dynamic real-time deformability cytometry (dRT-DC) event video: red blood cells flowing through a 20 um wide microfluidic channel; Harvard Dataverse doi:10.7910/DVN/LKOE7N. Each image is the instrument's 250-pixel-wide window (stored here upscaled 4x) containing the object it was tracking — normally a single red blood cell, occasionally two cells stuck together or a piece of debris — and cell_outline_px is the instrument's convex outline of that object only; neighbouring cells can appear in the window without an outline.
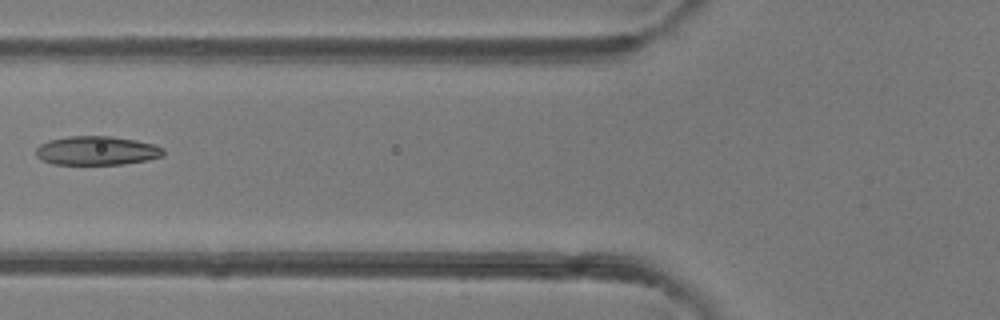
{"species": "common noctule bat (a hibernating species)", "species_latin": "Nyctalus noctula", "temperature_condition": "room temperature", "stored_images_in_passage": 5, "camera_frame_rate_fps": 3000, "um_per_image_px": 0.085, "animal": {"sex": "female"}, "frame": {"image": 1, "passage_image": 5, "time_ms": 5.333, "image_size_px": [1000, 320], "cell_outline_px": [[164, 156], [148, 160], [124, 164], [52, 164], [40, 160], [36, 156], [36, 148], [40, 144], [48, 140], [68, 136], [112, 136], [136, 140], [156, 144], [164, 148]], "centroid_in_image_um": [8.24, 12.8], "position_along_channel_um": 117.6, "area_um2": 21.79}}